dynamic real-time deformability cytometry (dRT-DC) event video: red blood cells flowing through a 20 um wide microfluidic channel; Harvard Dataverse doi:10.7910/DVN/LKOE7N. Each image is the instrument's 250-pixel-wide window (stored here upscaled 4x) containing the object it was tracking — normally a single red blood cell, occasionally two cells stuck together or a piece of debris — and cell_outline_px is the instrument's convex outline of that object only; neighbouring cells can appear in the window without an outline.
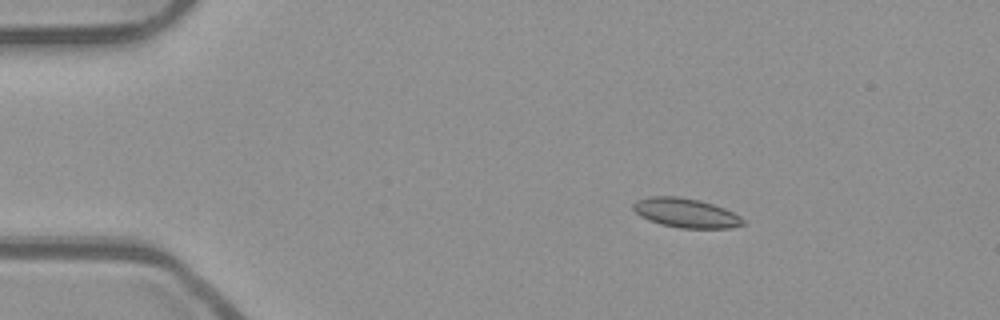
{"species": "common noctule bat (a hibernating species)", "species_latin": "Nyctalus noctula", "temperature_condition": "room temperature", "stored_images_in_passage": 54, "camera_frame_rate_fps": 3000, "um_per_image_px": 0.085, "animal": {"sex": "male", "body_mass_g": 23.1, "forearm_length_mm": 52.7}, "frame": {"image": 1, "passage_image": 9, "time_ms": 2.667, "image_size_px": [1000, 320], "cell_outline_px": [[744, 224], [732, 228], [680, 228], [660, 224], [648, 220], [640, 216], [632, 208], [632, 204], [636, 200], [652, 196], [676, 196], [700, 200], [724, 208], [740, 216], [744, 220]], "centroid_in_image_um": [58.28, 18.1], "position_along_channel_um": 26.7, "area_um2": 18.79}}
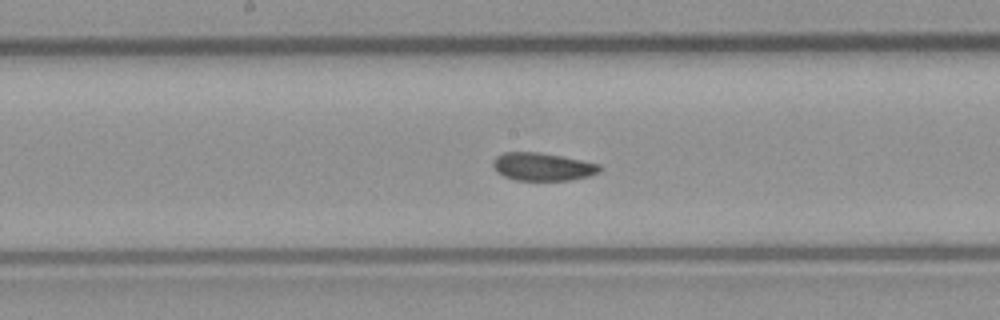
{"frame": {"image": 2, "passage_image": 28, "time_ms": 9.0, "image_size_px": [1000, 320], "cell_outline_px": [[600, 172], [588, 176], [568, 180], [516, 180], [504, 176], [496, 172], [492, 164], [492, 160], [496, 156], [504, 152], [540, 152], [600, 164]], "centroid_in_image_um": [46.07, 14.17], "position_along_channel_um": 202.1, "area_um2": 17.28}}
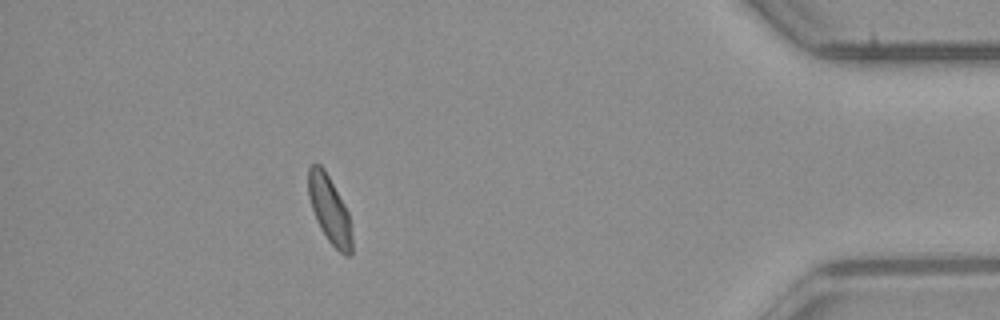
{"frame": {"image": 3, "passage_image": 48, "time_ms": 15.667, "image_size_px": [1000, 320], "cell_outline_px": [[352, 252], [348, 256], [344, 256], [328, 240], [320, 228], [316, 220], [308, 196], [308, 168], [312, 164], [320, 164], [324, 168], [344, 204], [348, 212], [352, 236]], "centroid_in_image_um": [28.0, 17.82], "position_along_channel_um": 407.2, "area_um2": 16.99}, "authors_computed_cell_mechanics": {"area_um2": 17.8602, "velocity_mm_per_s": 3.8697, "shape_relaxation_time_tau1_ms": 3.1236, "shape_relaxation_time_tau2_ms": 1.8353, "deformation_change_tau1": 0.0817, "deformation_change_tau2": 0.068}}